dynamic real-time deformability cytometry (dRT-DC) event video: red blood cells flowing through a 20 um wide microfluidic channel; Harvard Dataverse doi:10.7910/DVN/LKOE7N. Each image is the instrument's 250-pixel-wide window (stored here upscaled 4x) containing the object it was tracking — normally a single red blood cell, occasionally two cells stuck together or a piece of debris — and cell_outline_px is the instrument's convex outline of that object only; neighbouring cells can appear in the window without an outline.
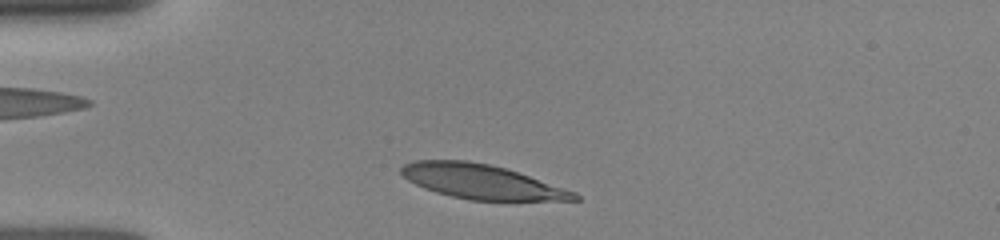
{"species": "human", "species_latin": "Homo sapiens", "temperature_condition": "room temperature", "stored_images_in_passage": 7, "camera_frame_rate_fps": 3000, "um_per_image_px": 0.085, "donor": {"sex": "female"}, "frame": {"image": 1, "passage_image": 1, "time_ms": 0.0, "image_size_px": [1000, 240], "cell_outline_px": [[580, 200], [468, 200], [436, 192], [424, 188], [408, 180], [400, 172], [400, 168], [404, 164], [416, 160], [468, 160], [488, 164], [504, 168], [576, 192], [580, 196]], "centroid_in_image_um": [40.9, 15.44], "position_along_channel_um": 44.1, "area_um2": 34.28}}
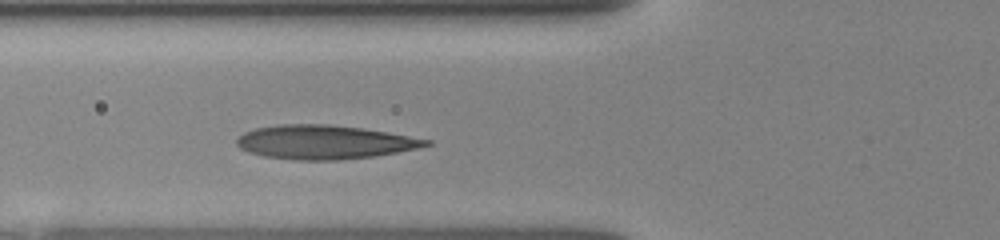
{"frame": {"image": 2, "passage_image": 5, "time_ms": 2.0, "image_size_px": [1000, 240], "cell_outline_px": [[432, 144], [420, 148], [372, 156], [336, 160], [296, 160], [264, 156], [248, 152], [240, 148], [236, 144], [236, 140], [244, 132], [256, 128], [280, 124], [328, 124], [360, 128], [388, 132], [432, 140]], "centroid_in_image_um": [27.57, 12.08], "position_along_channel_um": 98.2, "area_um2": 37.28}}
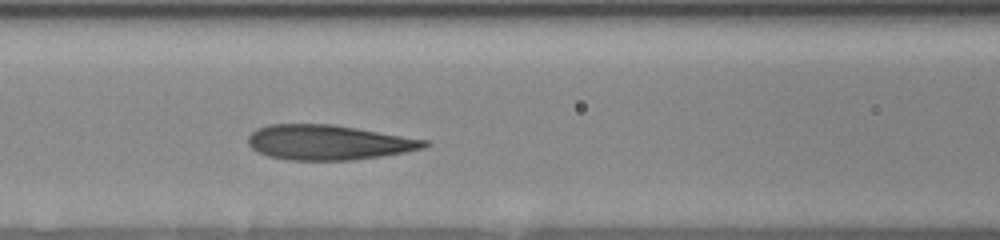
{"frame": {"image": 3, "passage_image": 7, "time_ms": 3.0, "image_size_px": [1000, 240], "cell_outline_px": [[428, 144], [424, 148], [404, 152], [380, 156], [352, 160], [288, 160], [268, 156], [256, 152], [248, 144], [248, 136], [256, 128], [268, 124], [332, 124], [428, 140]], "centroid_in_image_um": [27.86, 12.1], "position_along_channel_um": 138.7, "area_um2": 35.84}}